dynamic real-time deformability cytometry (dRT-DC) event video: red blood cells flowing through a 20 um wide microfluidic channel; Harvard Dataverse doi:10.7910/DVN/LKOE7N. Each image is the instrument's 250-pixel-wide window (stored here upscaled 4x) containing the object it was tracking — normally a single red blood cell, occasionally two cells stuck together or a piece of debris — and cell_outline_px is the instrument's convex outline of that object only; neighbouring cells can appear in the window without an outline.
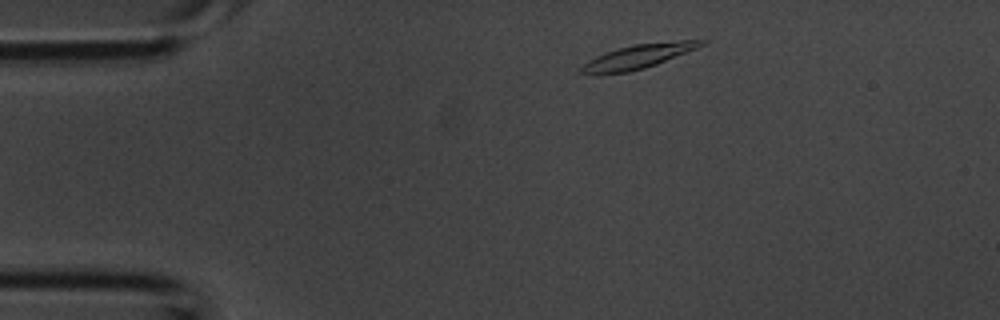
{"species": "common noctule bat (a hibernating species)", "species_latin": "Nyctalus noctula", "temperature_condition": "room temperature", "stored_images_in_passage": 2, "camera_frame_rate_fps": 3000, "um_per_image_px": 0.085, "animal": {"sex": "male", "body_mass_g": 20.1, "forearm_length_mm": 53.5}, "frame": {"image": 1, "passage_image": 1, "time_ms": 0.0, "image_size_px": [1000, 320], "cell_outline_px": [[708, 40], [704, 44], [696, 48], [656, 64], [644, 68], [628, 72], [580, 72], [580, 68], [588, 60], [604, 52], [632, 44], [680, 40]], "centroid_in_image_um": [54.29, 4.76], "position_along_channel_um": 30.7, "area_um2": 16.3}}